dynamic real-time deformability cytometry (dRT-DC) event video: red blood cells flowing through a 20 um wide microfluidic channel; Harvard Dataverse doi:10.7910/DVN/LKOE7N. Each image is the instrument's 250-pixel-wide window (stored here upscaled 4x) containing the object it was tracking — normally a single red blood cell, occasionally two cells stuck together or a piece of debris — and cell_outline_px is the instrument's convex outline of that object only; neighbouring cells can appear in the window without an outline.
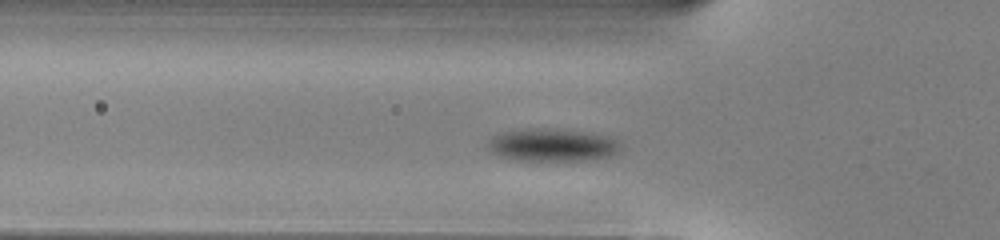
{"species": "common noctule bat (a hibernating species)", "species_latin": "Nyctalus noctula", "temperature_condition": "warm", "stored_images_in_passage": 43, "camera_frame_rate_fps": 3000, "um_per_image_px": 0.085, "animal": {"sex": "male", "body_mass_g": 13.0, "forearm_length_mm": 53.1}, "frame": {"image": 1, "passage_image": 8, "time_ms": 2.333, "image_size_px": [1000, 240], "cell_outline_px": [[624, 144], [620, 152], [608, 156], [588, 160], [512, 160], [500, 156], [492, 152], [488, 148], [488, 140], [492, 136], [508, 132], [528, 128], [544, 128], [588, 132], [616, 136]], "centroid_in_image_um": [47.06, 12.32], "position_along_channel_um": 78.7, "area_um2": 25.66}}
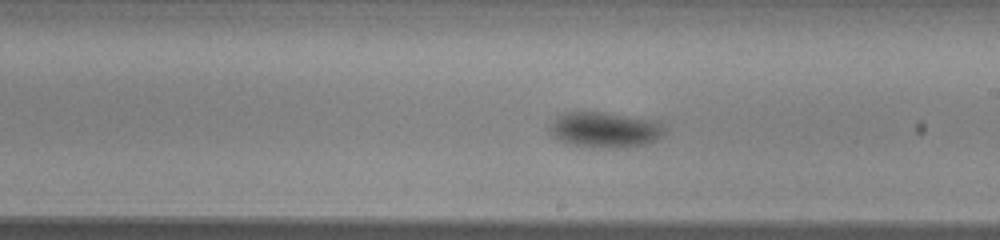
{"frame": {"image": 2, "passage_image": 20, "time_ms": 6.333, "image_size_px": [1000, 240], "cell_outline_px": [[664, 132], [660, 136], [648, 144], [616, 148], [608, 148], [572, 144], [556, 140], [548, 132], [548, 128], [560, 116], [568, 112], [604, 112], [656, 120], [664, 128]], "centroid_in_image_um": [51.41, 11.03], "position_along_channel_um": 237.6, "area_um2": 23.52}}
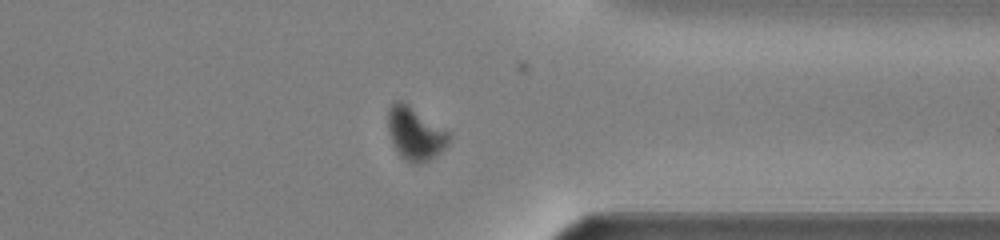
{"frame": {"image": 3, "passage_image": 31, "time_ms": 10.0, "image_size_px": [1000, 240], "cell_outline_px": [[452, 140], [436, 156], [428, 160], [416, 164], [408, 164], [396, 152], [392, 144], [388, 132], [388, 108], [392, 104], [400, 100], [408, 104], [452, 132]], "centroid_in_image_um": [35.32, 11.37], "position_along_channel_um": 376.1, "area_um2": 19.36}, "authors_computed_cell_mechanics": {"area_um2": 23.2934, "velocity_mm_per_s": 3.9664, "shape_relaxation_time_tau1_ms": 1.8814, "shape_relaxation_time_tau2_ms": null, "deformation_change_tau1": 0.081, "deformation_change_tau2": null}}